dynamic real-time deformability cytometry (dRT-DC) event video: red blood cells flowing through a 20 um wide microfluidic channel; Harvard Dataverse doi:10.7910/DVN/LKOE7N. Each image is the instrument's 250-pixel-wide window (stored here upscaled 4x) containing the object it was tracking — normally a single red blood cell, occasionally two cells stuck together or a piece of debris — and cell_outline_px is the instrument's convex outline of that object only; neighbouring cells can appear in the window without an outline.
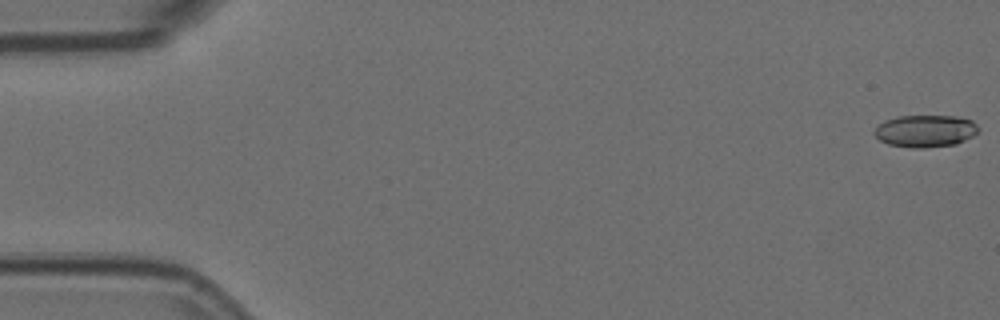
{"species": "Egyptian fruit bat (a non-hibernating species)", "species_latin": "Rousettus aegyptiacus", "temperature_condition": "room temperature", "stored_images_in_passage": 57, "camera_frame_rate_fps": 3000, "um_per_image_px": 0.085, "animal": {"sex": "female"}, "frame": {"image": 1, "passage_image": 1, "time_ms": 0.0, "image_size_px": [1000, 320], "cell_outline_px": [[980, 128], [972, 136], [956, 144], [924, 148], [912, 148], [888, 144], [880, 140], [872, 132], [884, 120], [896, 116], [956, 116], [972, 120]], "centroid_in_image_um": [78.64, 11.13], "position_along_channel_um": 6.4, "area_um2": 19.54}}
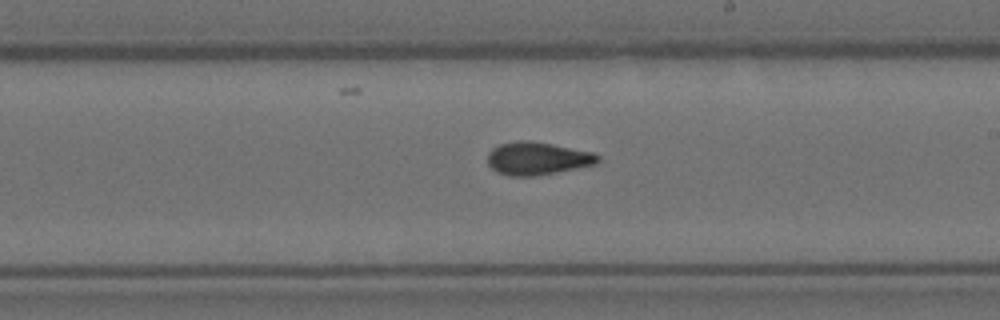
{"frame": {"image": 2, "passage_image": 33, "time_ms": 10.667, "image_size_px": [1000, 320], "cell_outline_px": [[600, 160], [596, 164], [556, 172], [532, 176], [508, 176], [496, 172], [488, 164], [488, 152], [492, 148], [500, 144], [516, 140], [532, 140], [592, 152], [600, 156]], "centroid_in_image_um": [45.65, 13.46], "position_along_channel_um": 243.3, "area_um2": 21.15}}
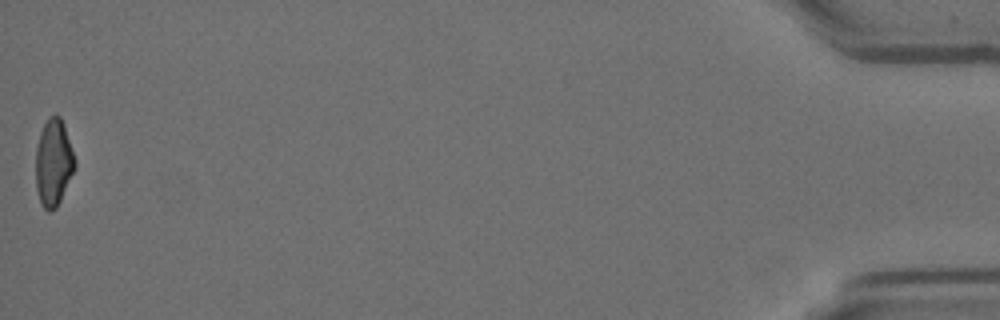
{"frame": {"image": 3, "passage_image": 57, "time_ms": 18.667, "image_size_px": [1000, 320], "cell_outline_px": [[76, 164], [60, 200], [56, 208], [52, 212], [48, 212], [40, 204], [36, 188], [36, 148], [40, 132], [48, 116], [56, 112], [60, 116], [64, 124], [76, 160]], "centroid_in_image_um": [4.53, 13.79], "position_along_channel_um": 430.7, "area_um2": 19.94}, "authors_computed_cell_mechanics": {"area_um2": 20.519, "velocity_mm_per_s": 3.5917, "shape_relaxation_time_tau1_ms": 7.4621, "shape_relaxation_time_tau2_ms": 2.366, "deformation_change_tau1": 0.1911, "deformation_change_tau2": 0.0877}}